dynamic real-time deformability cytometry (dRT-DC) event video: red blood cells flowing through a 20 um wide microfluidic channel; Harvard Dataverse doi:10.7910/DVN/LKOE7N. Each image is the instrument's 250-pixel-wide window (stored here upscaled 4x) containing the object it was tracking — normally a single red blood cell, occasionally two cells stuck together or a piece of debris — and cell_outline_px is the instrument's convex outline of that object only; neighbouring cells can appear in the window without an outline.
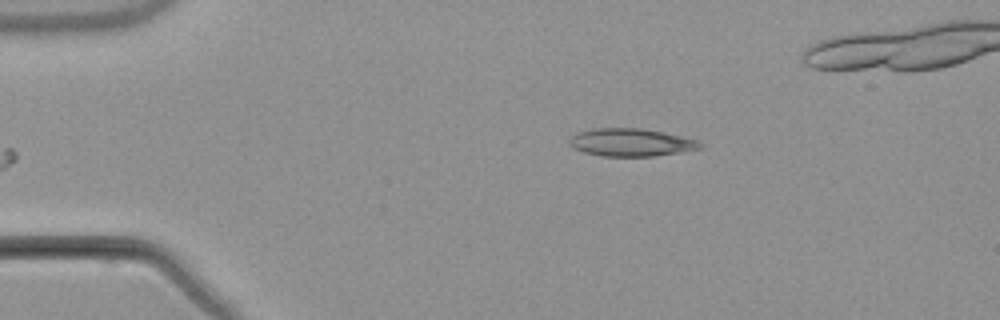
{"species": "common noctule bat (a hibernating species)", "species_latin": "Nyctalus noctula", "temperature_condition": "warm", "stored_images_in_passage": 5, "camera_frame_rate_fps": 3000, "um_per_image_px": 0.085, "animal": {"sex": "male", "body_mass_g": 21.5, "forearm_length_mm": 52.0}, "frame": {"image": 1, "passage_image": 5, "time_ms": 5.667, "image_size_px": [1000, 320], "cell_outline_px": [[704, 148], [656, 156], [600, 156], [584, 152], [572, 148], [568, 144], [568, 140], [576, 132], [592, 128], [640, 128], [664, 132], [696, 140], [704, 144]], "centroid_in_image_um": [53.61, 12.1], "position_along_channel_um": 31.4, "area_um2": 21.39}}